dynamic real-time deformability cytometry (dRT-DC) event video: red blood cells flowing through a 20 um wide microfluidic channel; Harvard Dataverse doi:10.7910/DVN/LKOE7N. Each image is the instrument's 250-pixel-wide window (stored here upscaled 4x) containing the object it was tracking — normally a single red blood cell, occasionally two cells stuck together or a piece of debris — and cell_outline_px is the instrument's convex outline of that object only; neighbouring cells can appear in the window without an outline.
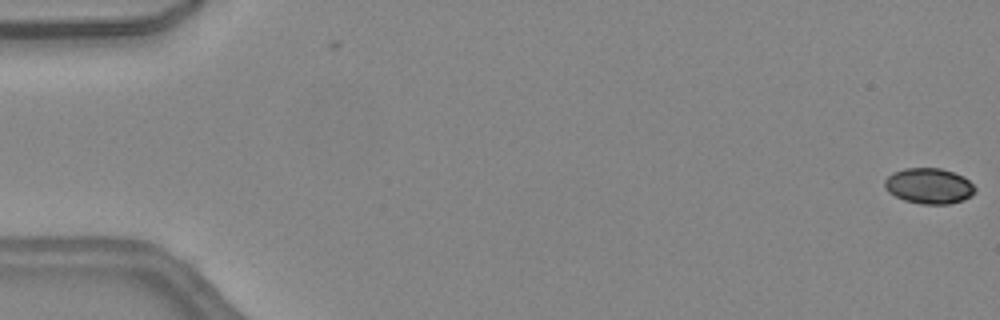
{"species": "common noctule bat (a hibernating species)", "species_latin": "Nyctalus noctula", "temperature_condition": "warm", "stored_images_in_passage": 2, "camera_frame_rate_fps": 3000, "um_per_image_px": 0.085, "animal": {"sex": "female", "body_mass_g": 24.6, "forearm_length_mm": 56.2}, "frame": {"image": 1, "passage_image": 2, "time_ms": 0.333, "image_size_px": [1000, 320], "cell_outline_px": [[976, 192], [972, 196], [964, 200], [948, 204], [920, 204], [904, 200], [888, 192], [884, 188], [884, 180], [892, 172], [904, 168], [940, 168], [964, 176], [976, 188]], "centroid_in_image_um": [78.96, 15.81], "position_along_channel_um": 6.0, "area_um2": 18.96}}